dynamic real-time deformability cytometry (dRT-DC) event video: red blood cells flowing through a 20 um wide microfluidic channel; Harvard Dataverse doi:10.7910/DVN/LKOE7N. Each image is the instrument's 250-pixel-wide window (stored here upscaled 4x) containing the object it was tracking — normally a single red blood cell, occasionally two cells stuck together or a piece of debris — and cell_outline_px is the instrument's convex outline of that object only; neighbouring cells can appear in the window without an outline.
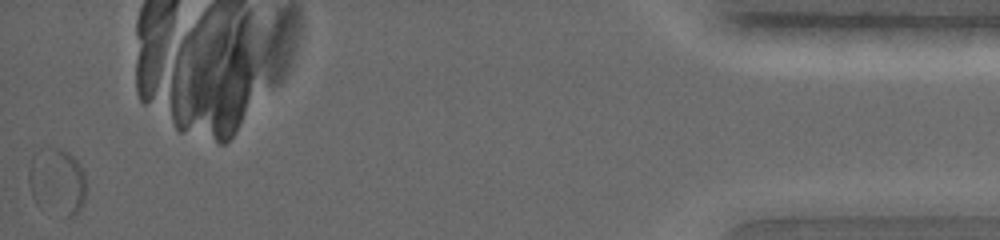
{"species": "common noctule bat (a hibernating species)", "species_latin": "Nyctalus noctula", "temperature_condition": "warm", "stored_images_in_passage": 16, "segment_of_instrument_passage": [2, 2], "camera_frame_rate_fps": 5000, "um_per_image_px": 0.085, "animal": {"sex": "female", "body_mass_g": 19.0, "forearm_length_mm": 56.7}, "frame": {"image": 1, "passage_image": 16, "time_ms": 13.6, "image_size_px": [1000, 240], "cell_outline_px": [[84, 204], [72, 220], [68, 216], [48, 148], [60, 148], [68, 152], [80, 164], [84, 172]], "centroid_in_image_um": [5.87, 15.3], "position_along_channel_um": 429.3, "area_um2": 10.92}}